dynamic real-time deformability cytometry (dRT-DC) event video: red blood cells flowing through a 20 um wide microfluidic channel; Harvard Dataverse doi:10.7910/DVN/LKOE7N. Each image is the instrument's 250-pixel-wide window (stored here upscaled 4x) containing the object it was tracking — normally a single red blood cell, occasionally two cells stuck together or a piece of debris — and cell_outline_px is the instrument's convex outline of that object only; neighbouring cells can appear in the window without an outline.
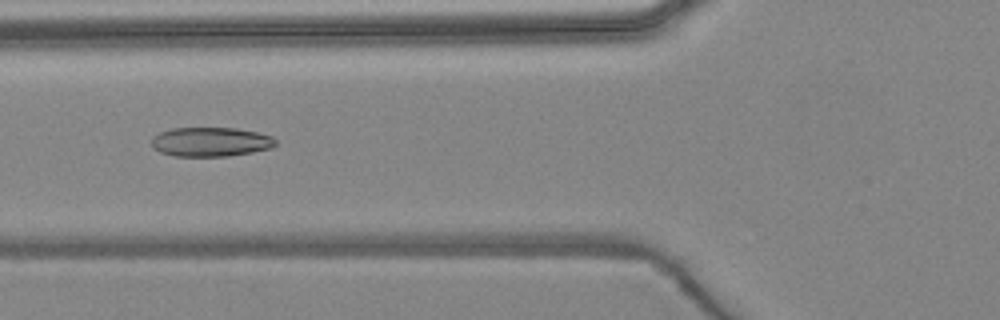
{"species": "common noctule bat (a hibernating species)", "species_latin": "Nyctalus noctula", "temperature_condition": "warm", "stored_images_in_passage": 5, "camera_frame_rate_fps": 3000, "um_per_image_px": 0.085, "animal": {"sex": "female", "body_mass_g": 24.6, "forearm_length_mm": 56.2}, "frame": {"image": 1, "passage_image": 5, "time_ms": 5.667, "image_size_px": [1000, 320], "cell_outline_px": [[276, 144], [272, 148], [252, 152], [228, 156], [172, 156], [160, 152], [152, 148], [152, 136], [160, 132], [172, 128], [236, 128], [256, 132], [272, 136], [276, 140]], "centroid_in_image_um": [17.89, 12.06], "position_along_channel_um": 107.9, "area_um2": 21.27}}